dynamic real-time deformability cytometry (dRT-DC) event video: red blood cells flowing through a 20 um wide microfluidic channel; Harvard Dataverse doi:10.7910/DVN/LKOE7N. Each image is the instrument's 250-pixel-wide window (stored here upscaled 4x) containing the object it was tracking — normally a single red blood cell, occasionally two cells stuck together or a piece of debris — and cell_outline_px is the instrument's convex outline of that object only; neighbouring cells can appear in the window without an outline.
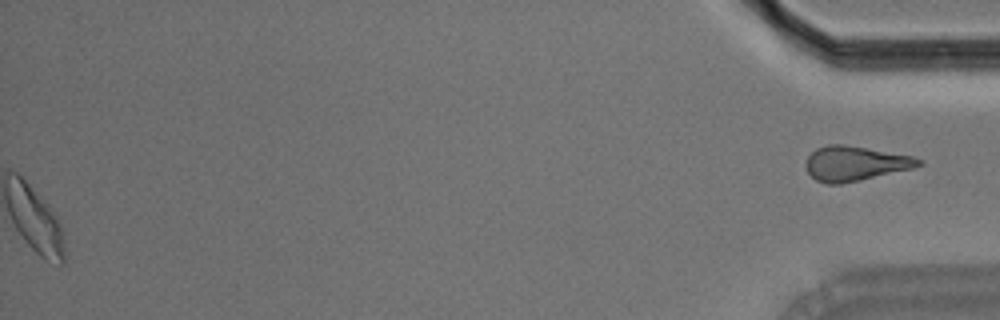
{"species": "Egyptian fruit bat (a non-hibernating species)", "species_latin": "Rousettus aegyptiacus", "temperature_condition": "room temperature", "stored_images_in_passage": 56, "segment_of_instrument_passage": [2, 2], "camera_frame_rate_fps": 3000, "um_per_image_px": 0.085, "animal": {"sex": "male"}, "frame": {"image": 1, "passage_image": 56, "time_ms": 18.333, "image_size_px": [1000, 320], "cell_outline_px": [[924, 164], [916, 168], [860, 180], [840, 184], [828, 184], [816, 180], [808, 172], [804, 164], [808, 156], [816, 148], [828, 144], [844, 144], [916, 156], [924, 160]], "centroid_in_image_um": [72.74, 13.89], "position_along_channel_um": 362.5, "area_um2": 23.18}}